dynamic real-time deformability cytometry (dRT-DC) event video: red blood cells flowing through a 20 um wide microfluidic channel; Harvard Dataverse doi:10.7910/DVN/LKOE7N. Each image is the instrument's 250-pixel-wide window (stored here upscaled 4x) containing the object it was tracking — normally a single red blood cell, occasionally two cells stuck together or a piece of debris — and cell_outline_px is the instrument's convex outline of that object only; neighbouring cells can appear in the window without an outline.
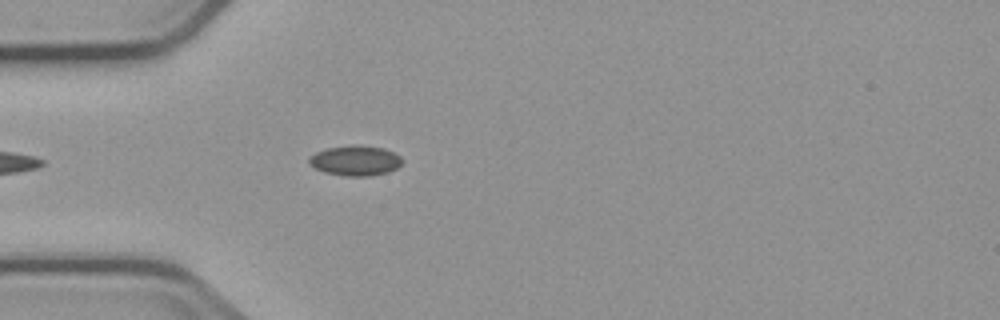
{"species": "common noctule bat (a hibernating species)", "species_latin": "Nyctalus noctula", "temperature_condition": "cold", "stored_images_in_passage": 3, "camera_frame_rate_fps": 3000, "um_per_image_px": 0.085, "animal": {"sex": "male", "body_mass_g": 23.1, "forearm_length_mm": 52.7}, "frame": {"image": 1, "passage_image": 3, "time_ms": 3.667, "image_size_px": [1000, 320], "cell_outline_px": [[404, 160], [396, 168], [388, 172], [372, 176], [344, 176], [324, 172], [308, 164], [308, 156], [316, 152], [328, 148], [352, 144], [384, 148], [400, 156]], "centroid_in_image_um": [30.18, 13.65], "position_along_channel_um": 54.8, "area_um2": 16.47}}